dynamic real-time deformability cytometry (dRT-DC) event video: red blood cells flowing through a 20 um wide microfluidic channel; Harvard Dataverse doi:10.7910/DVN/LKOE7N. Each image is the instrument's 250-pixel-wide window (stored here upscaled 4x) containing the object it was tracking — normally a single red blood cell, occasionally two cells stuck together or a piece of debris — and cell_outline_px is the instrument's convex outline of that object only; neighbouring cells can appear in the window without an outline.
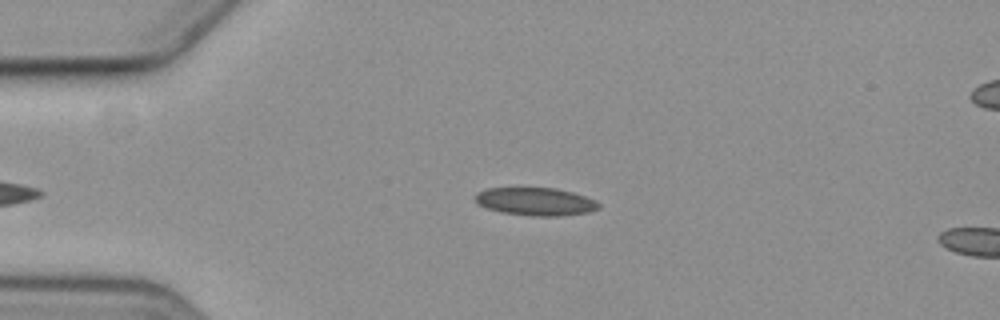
{"species": "common noctule bat (a hibernating species)", "species_latin": "Nyctalus noctula", "temperature_condition": "cold", "stored_images_in_passage": 7, "camera_frame_rate_fps": 3000, "um_per_image_px": 0.085, "animal": {"sex": "female", "body_mass_g": 19.3, "forearm_length_mm": 54.1}, "frame": {"image": 1, "passage_image": 3, "time_ms": 0.667, "image_size_px": [1000, 320], "cell_outline_px": [[600, 208], [588, 212], [560, 216], [532, 216], [500, 212], [476, 204], [476, 192], [488, 188], [556, 188], [572, 192], [596, 200], [600, 204]], "centroid_in_image_um": [45.52, 17.13], "position_along_channel_um": 39.5, "area_um2": 20.11}}